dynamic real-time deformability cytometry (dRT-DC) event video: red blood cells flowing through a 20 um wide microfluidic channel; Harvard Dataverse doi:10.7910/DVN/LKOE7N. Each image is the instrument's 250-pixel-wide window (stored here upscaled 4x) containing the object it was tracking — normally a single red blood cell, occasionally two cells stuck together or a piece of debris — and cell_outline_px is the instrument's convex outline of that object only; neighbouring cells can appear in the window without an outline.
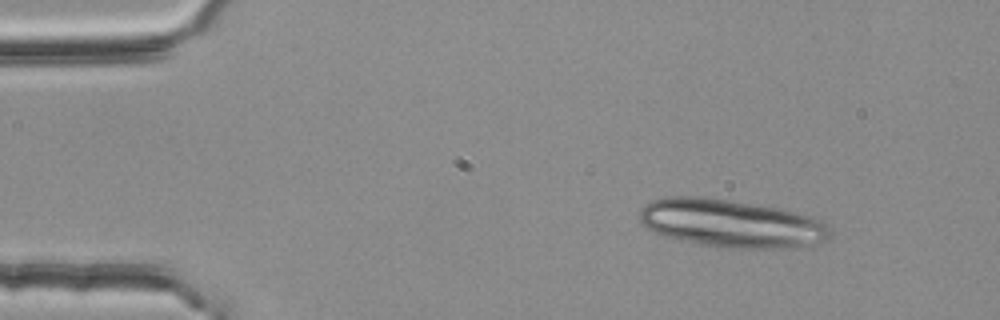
{"species": "common noctule bat (a hibernating species)", "species_latin": "Nyctalus noctula", "temperature_condition": "room temperature", "stored_images_in_passage": 4, "camera_frame_rate_fps": 3000, "um_per_image_px": 0.085, "animal": {"sex": "female", "body_mass_g": 25.1}, "frame": {"image": 1, "passage_image": 1, "time_ms": 0.0, "image_size_px": [1000, 320], "cell_outline_px": [[832, 232], [828, 240], [792, 248], [728, 248], [700, 244], [664, 236], [640, 224], [640, 208], [644, 204], [652, 200], [668, 196], [700, 196], [728, 200], [776, 208], [796, 212], [812, 216], [820, 220], [832, 228]], "centroid_in_image_um": [62.15, 18.99], "position_along_channel_um": 22.9, "area_um2": 53.29}}